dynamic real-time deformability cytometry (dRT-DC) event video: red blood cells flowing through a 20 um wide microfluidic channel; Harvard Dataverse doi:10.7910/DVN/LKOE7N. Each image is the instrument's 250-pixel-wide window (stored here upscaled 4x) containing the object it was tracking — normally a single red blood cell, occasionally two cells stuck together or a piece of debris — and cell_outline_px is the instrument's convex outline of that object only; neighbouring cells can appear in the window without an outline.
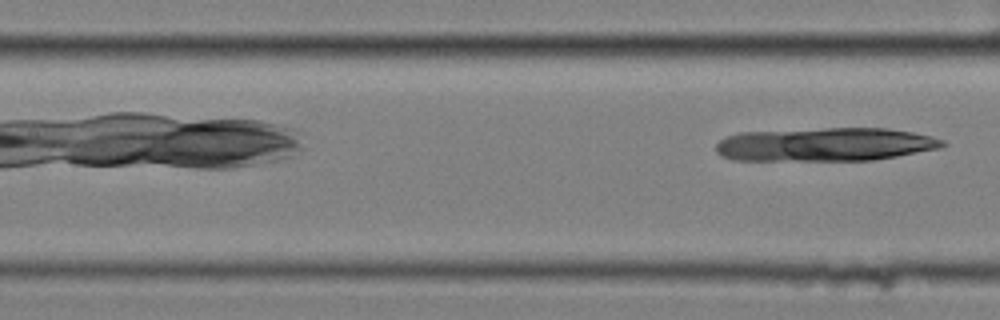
{"species": "common noctule bat (a hibernating species)", "species_latin": "Nyctalus noctula", "temperature_condition": "cold", "stored_images_in_passage": 5, "camera_frame_rate_fps": 3000, "um_per_image_px": 0.085, "animal": {"sex": "female", "body_mass_g": 25.1}, "frame": {"image": 1, "passage_image": 5, "time_ms": 1.333, "image_size_px": [1000, 320], "cell_outline_px": [[948, 144], [940, 148], [896, 156], [872, 160], [732, 160], [720, 156], [716, 152], [716, 144], [720, 140], [728, 136], [740, 132], [824, 128], [888, 128], [912, 132], [932, 136], [944, 140]], "centroid_in_image_um": [70.14, 12.27], "position_along_channel_um": 137.3, "area_um2": 44.39}}